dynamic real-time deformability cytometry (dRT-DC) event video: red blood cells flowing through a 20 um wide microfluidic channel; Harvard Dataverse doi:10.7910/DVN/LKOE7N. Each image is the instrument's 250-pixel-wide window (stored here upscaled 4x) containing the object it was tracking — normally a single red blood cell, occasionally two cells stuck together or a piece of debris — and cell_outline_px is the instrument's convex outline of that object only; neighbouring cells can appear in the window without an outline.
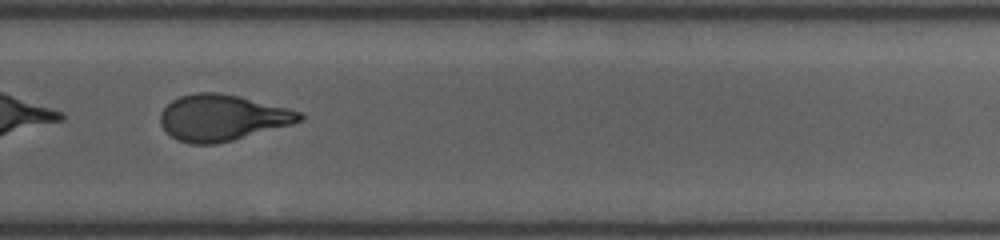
{"species": "human", "species_latin": "Homo sapiens", "temperature_condition": "room temperature", "stored_images_in_passage": 35, "camera_frame_rate_fps": 3000, "um_per_image_px": 0.085, "donor": {"sex": "female"}, "frame": {"image": 1, "passage_image": 25, "time_ms": 8.0, "image_size_px": [1000, 240], "cell_outline_px": [[304, 120], [292, 124], [232, 140], [216, 144], [192, 144], [180, 140], [172, 136], [160, 124], [160, 112], [172, 100], [180, 96], [196, 92], [216, 92], [240, 96], [304, 112]], "centroid_in_image_um": [18.91, 9.99], "position_along_channel_um": 310.9, "area_um2": 37.34}}